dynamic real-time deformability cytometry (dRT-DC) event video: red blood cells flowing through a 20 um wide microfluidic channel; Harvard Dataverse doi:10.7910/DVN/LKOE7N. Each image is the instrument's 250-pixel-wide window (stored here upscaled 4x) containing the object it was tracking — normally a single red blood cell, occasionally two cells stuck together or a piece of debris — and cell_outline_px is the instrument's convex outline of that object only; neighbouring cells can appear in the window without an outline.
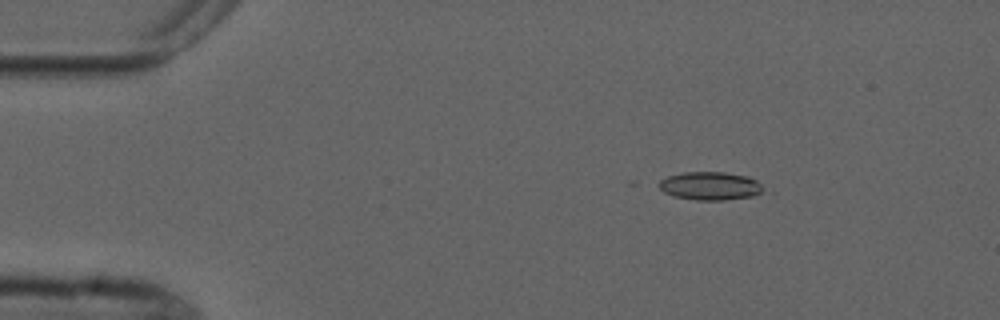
{"species": "common noctule bat (a hibernating species)", "species_latin": "Nyctalus noctula", "temperature_condition": "cold", "stored_images_in_passage": 4, "camera_frame_rate_fps": 3000, "um_per_image_px": 0.085, "animal": {"sex": "male", "forearm_length_mm": 52.5}, "frame": {"image": 1, "passage_image": 2, "time_ms": 1.333, "image_size_px": [1000, 320], "cell_outline_px": [[776, 192], [756, 196], [724, 200], [696, 200], [672, 196], [664, 192], [660, 188], [660, 180], [668, 176], [684, 172], [724, 172], [748, 176], [756, 180]], "centroid_in_image_um": [60.56, 15.82], "position_along_channel_um": 24.4, "area_um2": 17.86}}